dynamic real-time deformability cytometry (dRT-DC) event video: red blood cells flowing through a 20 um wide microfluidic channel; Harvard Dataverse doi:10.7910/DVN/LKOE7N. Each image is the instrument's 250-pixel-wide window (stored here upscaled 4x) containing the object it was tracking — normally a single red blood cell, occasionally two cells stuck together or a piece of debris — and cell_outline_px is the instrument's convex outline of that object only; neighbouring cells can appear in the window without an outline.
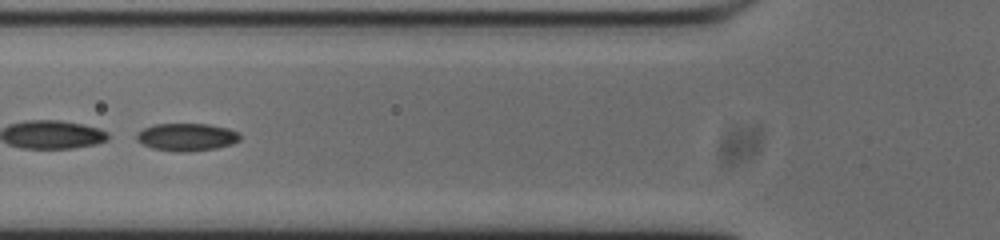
{"species": "common noctule bat (a hibernating species)", "species_latin": "Nyctalus noctula", "temperature_condition": "cold", "stored_images_in_passage": 53, "segment_of_instrument_passage": [2, 2], "camera_frame_rate_fps": 3000, "um_per_image_px": 0.085, "animal": {"sex": "male", "body_mass_g": 20.0, "forearm_length_mm": 53.3}, "frame": {"image": 1, "passage_image": 19, "time_ms": 6.0, "image_size_px": [1000, 240], "cell_outline_px": [[240, 140], [232, 144], [216, 148], [188, 152], [176, 152], [152, 148], [136, 140], [136, 132], [144, 128], [156, 124], [208, 124], [228, 128], [240, 132]], "centroid_in_image_um": [15.88, 11.65], "position_along_channel_um": 109.9, "area_um2": 16.76}}